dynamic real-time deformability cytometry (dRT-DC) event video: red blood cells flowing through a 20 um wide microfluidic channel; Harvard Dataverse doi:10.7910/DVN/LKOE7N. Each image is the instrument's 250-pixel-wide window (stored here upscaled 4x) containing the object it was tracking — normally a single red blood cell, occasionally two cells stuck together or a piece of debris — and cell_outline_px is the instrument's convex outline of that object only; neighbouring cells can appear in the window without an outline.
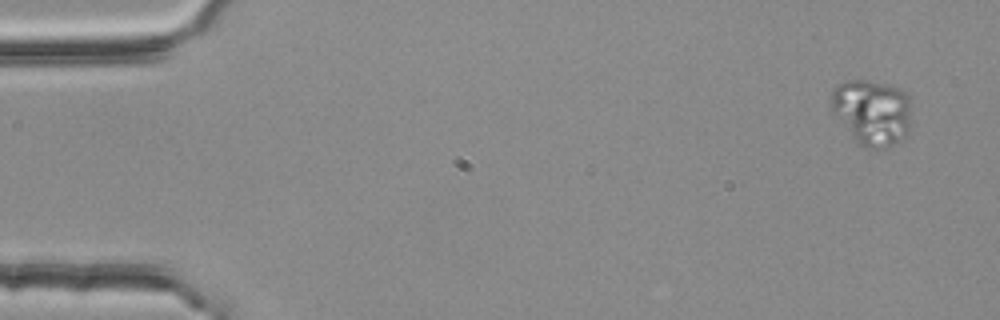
{"species": "common noctule bat (a hibernating species)", "species_latin": "Nyctalus noctula", "temperature_condition": "room temperature", "stored_images_in_passage": 4, "camera_frame_rate_fps": 3000, "um_per_image_px": 0.085, "animal": {"sex": "female", "body_mass_g": 25.1}, "frame": {"image": 1, "passage_image": 1, "time_ms": 0.0, "image_size_px": [1000, 320], "cell_outline_px": [[908, 132], [904, 140], [880, 148], [868, 148], [860, 144], [832, 112], [832, 88], [836, 84], [848, 80], [868, 80], [892, 84], [904, 88], [908, 92]], "centroid_in_image_um": [74.13, 9.48], "position_along_channel_um": 10.9, "area_um2": 30.63}}
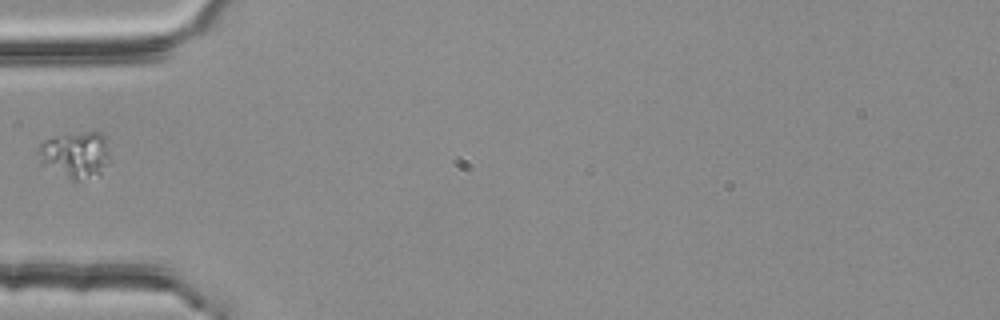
{"frame": {"image": 2, "passage_image": 4, "time_ms": 1.0, "image_size_px": [1000, 320], "cell_outline_px": [[108, 160], [100, 176], [76, 180], [72, 180], [40, 164], [36, 148], [44, 140], [56, 136], [88, 132], [100, 132], [104, 136], [108, 152]], "centroid_in_image_um": [6.37, 13.17], "position_along_channel_um": 78.6, "area_um2": 19.31}}